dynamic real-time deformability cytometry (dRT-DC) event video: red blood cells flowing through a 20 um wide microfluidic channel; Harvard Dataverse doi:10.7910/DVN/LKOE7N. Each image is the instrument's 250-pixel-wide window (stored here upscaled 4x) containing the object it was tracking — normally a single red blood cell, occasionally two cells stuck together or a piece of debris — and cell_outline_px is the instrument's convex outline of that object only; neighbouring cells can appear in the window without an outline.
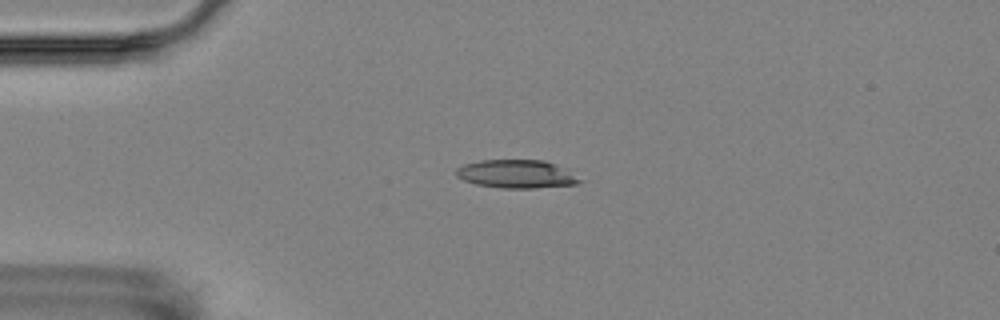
{"species": "Egyptian fruit bat (a non-hibernating species)", "species_latin": "Rousettus aegyptiacus", "temperature_condition": "room temperature", "stored_images_in_passage": 3, "camera_frame_rate_fps": 3000, "um_per_image_px": 0.085, "animal": {"sex": "female"}, "frame": {"image": 1, "passage_image": 2, "time_ms": 1.333, "image_size_px": [1000, 320], "cell_outline_px": [[584, 180], [576, 184], [536, 188], [500, 188], [476, 184], [464, 180], [456, 176], [456, 168], [464, 164], [480, 160], [544, 160], [556, 164]], "centroid_in_image_um": [43.89, 14.79], "position_along_channel_um": 41.1, "area_um2": 20.35}}